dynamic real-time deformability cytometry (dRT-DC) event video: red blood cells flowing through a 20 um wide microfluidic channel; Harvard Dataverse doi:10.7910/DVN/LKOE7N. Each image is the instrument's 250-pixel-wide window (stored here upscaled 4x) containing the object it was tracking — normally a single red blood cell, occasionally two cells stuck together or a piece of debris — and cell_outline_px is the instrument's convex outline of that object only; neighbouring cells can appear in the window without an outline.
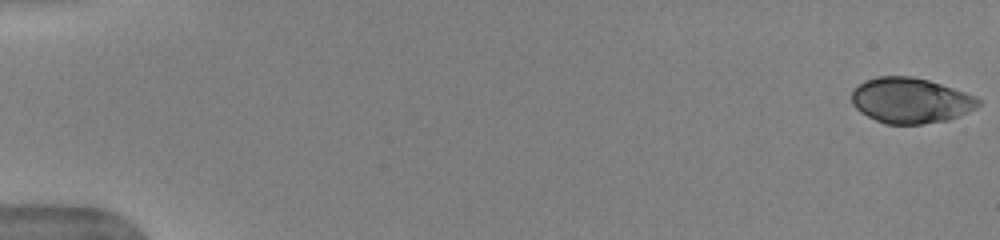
{"species": "human", "species_latin": "Homo sapiens", "temperature_condition": "warm", "stored_images_in_passage": 52, "camera_frame_rate_fps": 3000, "um_per_image_px": 0.085, "donor": {"sex": "female"}, "frame": {"image": 1, "passage_image": 1, "time_ms": 0.0, "image_size_px": [1000, 240], "cell_outline_px": [[980, 104], [976, 108], [960, 116], [948, 120], [920, 124], [884, 124], [860, 112], [852, 104], [852, 92], [864, 80], [876, 76], [912, 76], [928, 80], [964, 92], [980, 100]], "centroid_in_image_um": [77.38, 8.54], "position_along_channel_um": 7.6, "area_um2": 33.41}}
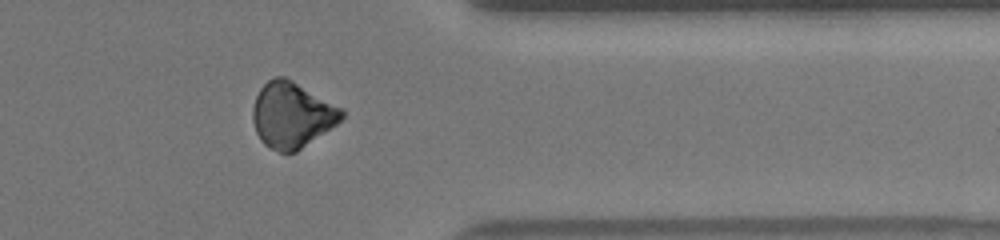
{"frame": {"image": 2, "passage_image": 43, "time_ms": 14.0, "image_size_px": [1000, 240], "cell_outline_px": [[344, 116], [336, 124], [296, 152], [280, 152], [268, 148], [260, 140], [256, 132], [252, 120], [252, 108], [256, 96], [260, 88], [268, 80], [276, 76], [284, 76], [292, 80], [344, 108]], "centroid_in_image_um": [24.8, 9.76], "position_along_channel_um": 386.6, "area_um2": 34.1}}
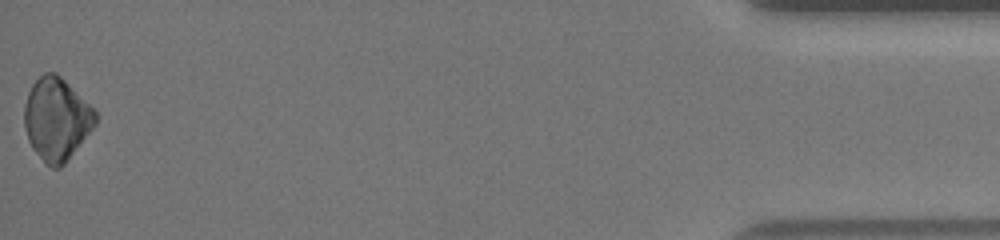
{"frame": {"image": 3, "passage_image": 52, "time_ms": 17.0, "image_size_px": [1000, 240], "cell_outline_px": [[96, 124], [64, 164], [60, 168], [52, 168], [32, 148], [28, 140], [24, 124], [24, 104], [28, 92], [32, 84], [44, 72], [56, 72], [96, 112]], "centroid_in_image_um": [4.78, 10.11], "position_along_channel_um": 430.4, "area_um2": 33.64}, "authors_computed_cell_mechanics": {"area_um2": 34.3621, "velocity_mm_per_s": 3.9689, "shape_relaxation_time_tau1_ms": 3.1985, "shape_relaxation_time_tau2_ms": 5.601, "deformation_change_tau1": 0.1258, "deformation_change_tau2": 0.0806}}